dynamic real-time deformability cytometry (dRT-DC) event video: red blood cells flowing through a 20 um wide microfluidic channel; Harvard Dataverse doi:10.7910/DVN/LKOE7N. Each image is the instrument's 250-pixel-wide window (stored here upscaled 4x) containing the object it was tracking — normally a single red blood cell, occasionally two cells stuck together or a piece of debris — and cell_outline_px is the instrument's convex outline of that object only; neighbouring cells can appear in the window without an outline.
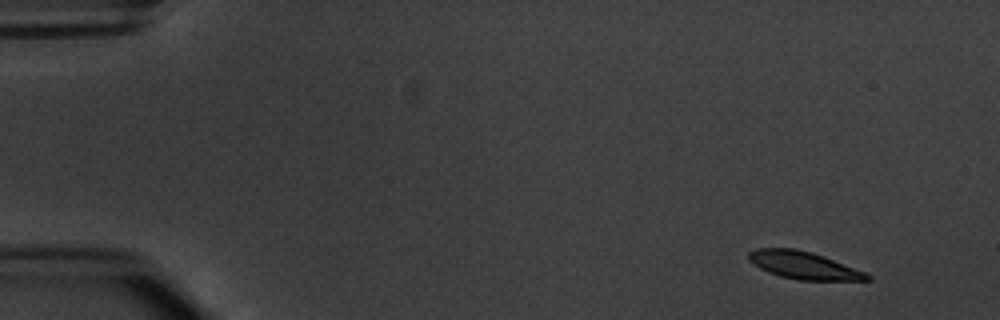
{"species": "common noctule bat (a hibernating species)", "species_latin": "Nyctalus noctula", "temperature_condition": "warm", "stored_images_in_passage": 6, "camera_frame_rate_fps": 3000, "um_per_image_px": 0.085, "animal": {"sex": "male", "body_mass_g": 20.1, "forearm_length_mm": 53.5}, "frame": {"image": 1, "passage_image": 1, "time_ms": 0.0, "image_size_px": [1000, 320], "cell_outline_px": [[872, 280], [800, 280], [780, 276], [768, 272], [760, 268], [748, 260], [748, 252], [756, 248], [796, 248], [812, 252], [824, 256], [864, 272], [872, 276]], "centroid_in_image_um": [68.28, 22.54], "position_along_channel_um": 16.7, "area_um2": 18.9}}
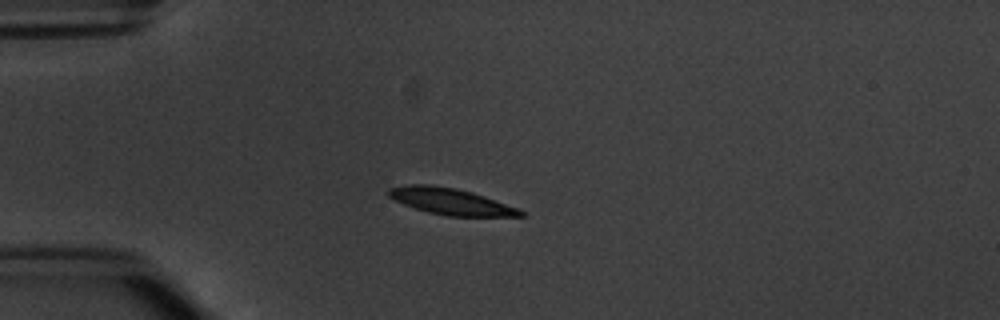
{"frame": {"image": 2, "passage_image": 4, "time_ms": 3.333, "image_size_px": [1000, 320], "cell_outline_px": [[524, 216], [448, 216], [428, 212], [404, 204], [388, 196], [388, 188], [408, 184], [432, 184], [456, 188], [472, 192], [520, 208], [524, 212]], "centroid_in_image_um": [38.33, 17.11], "position_along_channel_um": 46.7, "area_um2": 20.29}}